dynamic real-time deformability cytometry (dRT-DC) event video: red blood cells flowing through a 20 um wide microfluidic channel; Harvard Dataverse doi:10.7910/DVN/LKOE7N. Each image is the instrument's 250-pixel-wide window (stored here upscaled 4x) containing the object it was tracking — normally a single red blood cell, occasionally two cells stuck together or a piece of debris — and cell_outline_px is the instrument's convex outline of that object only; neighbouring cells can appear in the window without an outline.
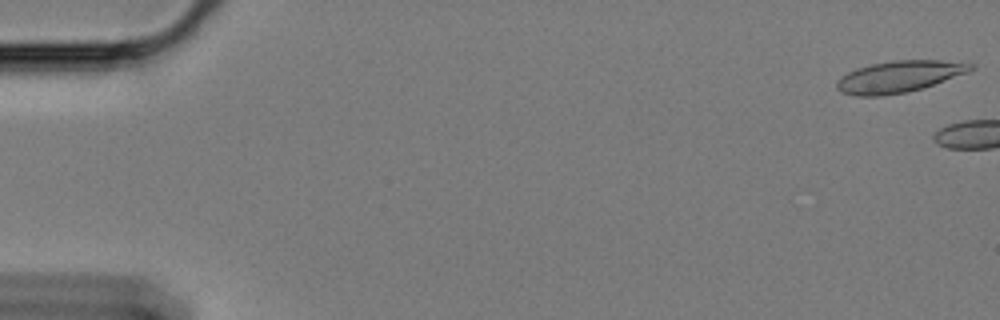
{"species": "Egyptian fruit bat (a non-hibernating species)", "species_latin": "Rousettus aegyptiacus", "temperature_condition": "cold", "stored_images_in_passage": 4, "camera_frame_rate_fps": 3000, "um_per_image_px": 0.085, "animal": {"sex": "female"}, "frame": {"image": 1, "passage_image": 1, "time_ms": 0.0, "image_size_px": [1000, 320], "cell_outline_px": [[976, 68], [968, 72], [924, 88], [908, 92], [880, 96], [856, 96], [840, 92], [836, 88], [836, 80], [840, 76], [856, 68], [872, 64], [892, 60], [940, 60], [976, 64]], "centroid_in_image_um": [76.41, 6.52], "position_along_channel_um": 8.6, "area_um2": 24.91}}